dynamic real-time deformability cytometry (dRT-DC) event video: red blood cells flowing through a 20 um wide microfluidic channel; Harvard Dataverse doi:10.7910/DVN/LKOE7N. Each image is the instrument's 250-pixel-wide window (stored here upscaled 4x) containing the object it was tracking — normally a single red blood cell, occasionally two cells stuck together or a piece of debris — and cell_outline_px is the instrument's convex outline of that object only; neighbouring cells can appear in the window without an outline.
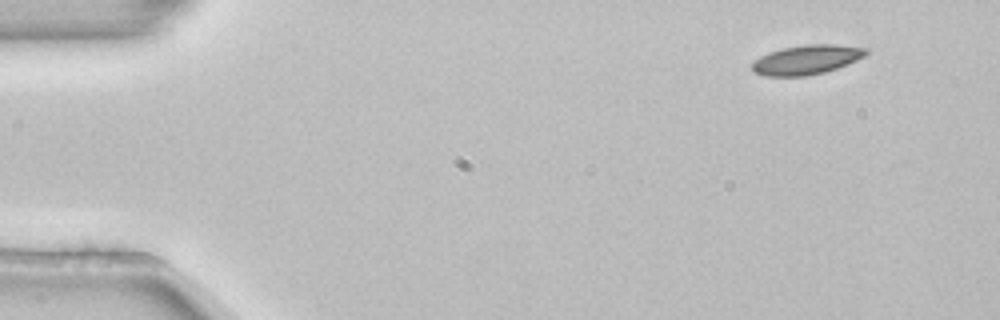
{"species": "common noctule bat (a hibernating species)", "species_latin": "Nyctalus noctula", "temperature_condition": "room temperature", "stored_images_in_passage": 5, "camera_frame_rate_fps": 3000, "um_per_image_px": 0.085, "animal": {"sex": "female", "body_mass_g": 22.7, "forearm_length_mm": 54.2}, "frame": {"image": 1, "passage_image": 1, "time_ms": 0.0, "image_size_px": [1000, 320], "cell_outline_px": [[868, 52], [864, 56], [848, 64], [824, 72], [804, 76], [764, 76], [752, 72], [752, 64], [760, 56], [768, 52], [784, 48], [808, 44], [836, 44], [868, 48]], "centroid_in_image_um": [68.55, 5.07], "position_along_channel_um": 16.4, "area_um2": 19.48}}
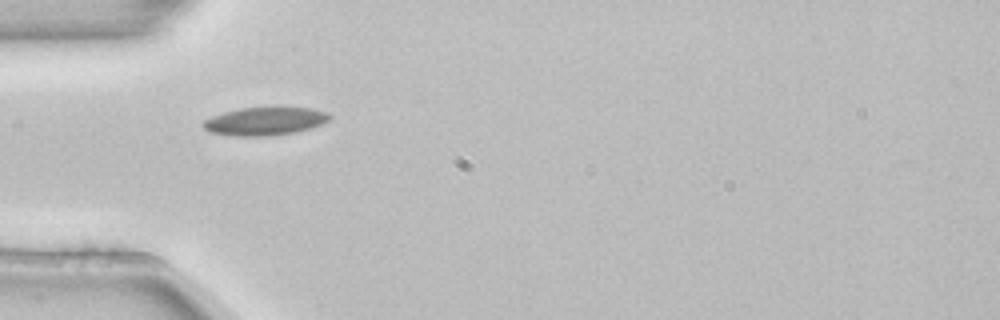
{"frame": {"image": 2, "passage_image": 4, "time_ms": 1.0, "image_size_px": [1000, 320], "cell_outline_px": [[332, 116], [328, 120], [320, 124], [296, 132], [268, 136], [236, 136], [208, 132], [200, 124], [204, 120], [212, 116], [224, 112], [240, 108], [312, 108], [328, 112]], "centroid_in_image_um": [22.48, 10.31], "position_along_channel_um": 62.5, "area_um2": 20.58}}